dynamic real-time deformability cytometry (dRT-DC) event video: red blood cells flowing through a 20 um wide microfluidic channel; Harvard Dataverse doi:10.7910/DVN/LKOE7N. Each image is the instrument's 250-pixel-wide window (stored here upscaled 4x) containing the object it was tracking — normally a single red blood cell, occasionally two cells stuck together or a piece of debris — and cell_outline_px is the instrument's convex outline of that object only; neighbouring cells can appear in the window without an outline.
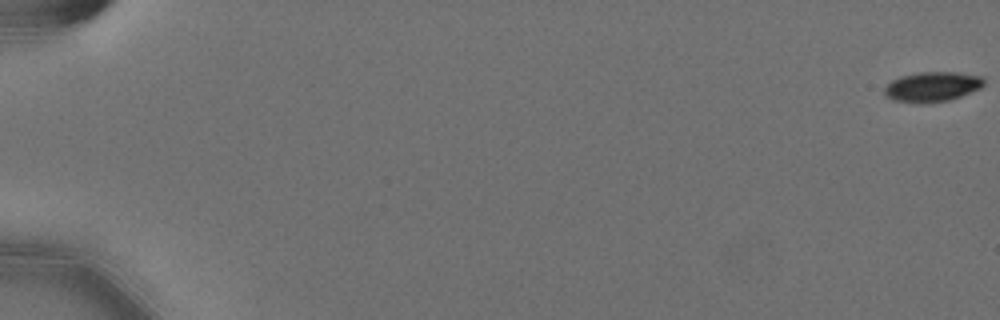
{"species": "Egyptian fruit bat (a non-hibernating species)", "species_latin": "Rousettus aegyptiacus", "temperature_condition": "cold", "stored_images_in_passage": 59, "camera_frame_rate_fps": 3000, "um_per_image_px": 0.085, "animal": {"sex": "female"}, "frame": {"image": 1, "passage_image": 1, "time_ms": 0.0, "image_size_px": [1000, 320], "cell_outline_px": [[984, 84], [980, 88], [960, 96], [948, 100], [920, 104], [892, 100], [884, 92], [884, 88], [892, 80], [900, 76], [920, 72], [956, 72], [980, 76], [984, 80]], "centroid_in_image_um": [79.22, 7.37], "position_along_channel_um": 5.8, "area_um2": 17.22}}
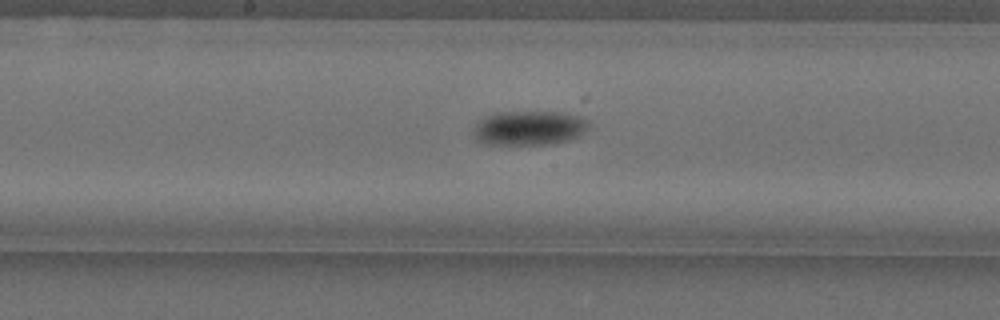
{"frame": {"image": 2, "passage_image": 33, "time_ms": 10.667, "image_size_px": [1000, 320], "cell_outline_px": [[588, 124], [576, 136], [568, 140], [548, 144], [484, 144], [476, 140], [472, 132], [476, 124], [484, 116], [496, 112], [560, 112], [576, 116], [588, 120]], "centroid_in_image_um": [44.87, 10.87], "position_along_channel_um": 203.3, "area_um2": 22.77}}
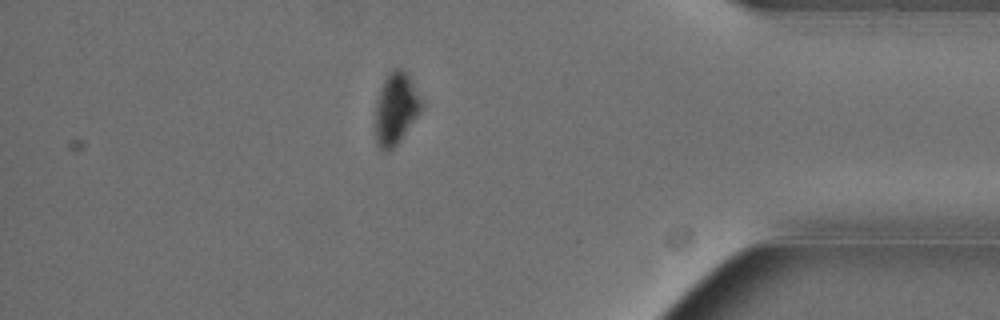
{"frame": {"image": 3, "passage_image": 52, "time_ms": 17.0, "image_size_px": [1000, 320], "cell_outline_px": [[420, 108], [416, 116], [400, 140], [388, 152], [384, 152], [376, 144], [376, 108], [380, 92], [384, 80], [388, 72], [396, 68], [400, 68], [408, 72], [420, 100]], "centroid_in_image_um": [33.62, 9.23], "position_along_channel_um": 401.6, "area_um2": 18.55}, "authors_computed_cell_mechanics": {"area_um2": 19.652, "velocity_mm_per_s": 3.5867, "shape_relaxation_time_tau1_ms": 2.6614, "shape_relaxation_time_tau2_ms": null, "deformation_change_tau1": 0.0844, "deformation_change_tau2": null}}